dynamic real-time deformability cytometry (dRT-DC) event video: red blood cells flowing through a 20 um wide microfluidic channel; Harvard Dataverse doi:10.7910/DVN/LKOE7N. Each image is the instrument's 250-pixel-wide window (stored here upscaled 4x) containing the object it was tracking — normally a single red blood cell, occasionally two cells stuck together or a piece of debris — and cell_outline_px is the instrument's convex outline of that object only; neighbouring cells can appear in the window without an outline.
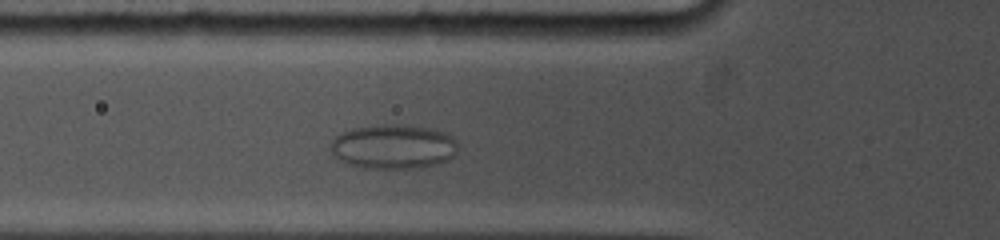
{"species": "common noctule bat (a hibernating species)", "species_latin": "Nyctalus noctula", "temperature_condition": "cold", "stored_images_in_passage": 37, "camera_frame_rate_fps": 5000, "um_per_image_px": 0.085, "animal": {"sex": "female", "body_mass_g": 19.0, "forearm_length_mm": 53.3}, "frame": {"image": 1, "passage_image": 2, "time_ms": 0.4, "image_size_px": [1000, 240], "cell_outline_px": [[456, 156], [448, 160], [436, 164], [420, 168], [364, 168], [348, 164], [332, 156], [328, 148], [332, 140], [336, 136], [352, 128], [384, 124], [400, 124], [428, 128], [444, 132], [452, 136], [456, 140]], "centroid_in_image_um": [33.41, 12.47], "position_along_channel_um": 92.4, "area_um2": 33.29}}
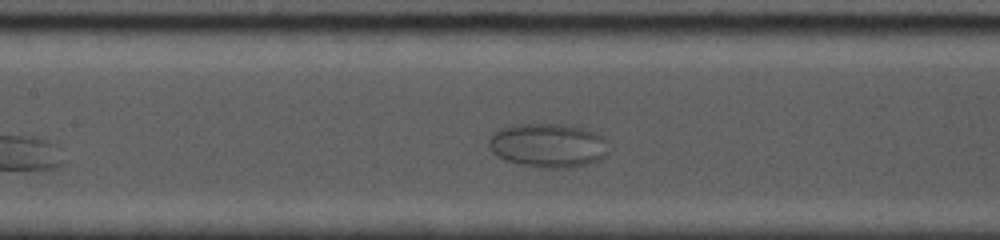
{"frame": {"image": 2, "passage_image": 7, "time_ms": 2.4, "image_size_px": [1000, 240], "cell_outline_px": [[608, 152], [604, 156], [588, 164], [564, 168], [544, 168], [524, 164], [508, 160], [492, 152], [488, 148], [488, 140], [496, 132], [504, 128], [524, 124], [564, 124], [584, 128], [596, 132], [604, 136], [608, 140]], "centroid_in_image_um": [46.66, 12.35], "position_along_channel_um": 160.7, "area_um2": 30.46}}